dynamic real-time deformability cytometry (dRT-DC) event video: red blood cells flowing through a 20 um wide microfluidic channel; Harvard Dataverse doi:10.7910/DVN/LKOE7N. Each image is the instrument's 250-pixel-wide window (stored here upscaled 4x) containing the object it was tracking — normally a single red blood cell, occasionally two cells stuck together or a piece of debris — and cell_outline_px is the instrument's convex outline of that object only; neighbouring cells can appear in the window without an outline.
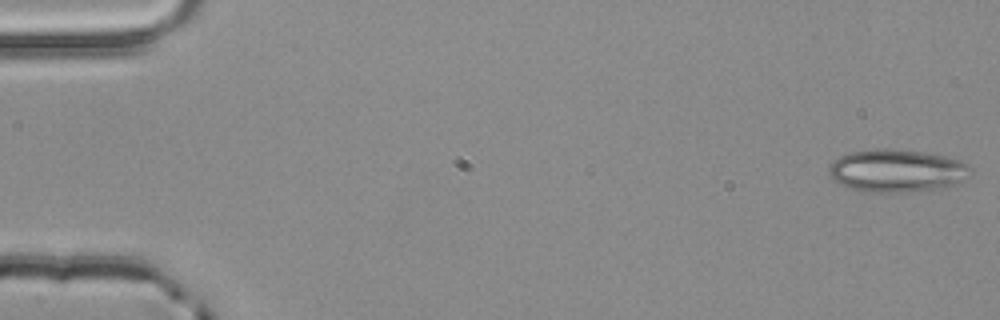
{"species": "common noctule bat (a hibernating species)", "species_latin": "Nyctalus noctula", "temperature_condition": "room temperature", "stored_images_in_passage": 54, "segment_of_instrument_passage": [1, 2], "camera_frame_rate_fps": 3000, "um_per_image_px": 0.085, "animal": {"sex": "male", "body_mass_g": 20.4}, "frame": {"image": 1, "passage_image": 1, "time_ms": 0.0, "image_size_px": [1000, 320], "cell_outline_px": [[972, 172], [956, 184], [940, 188], [900, 192], [860, 192], [840, 184], [832, 180], [828, 176], [828, 168], [840, 156], [848, 152], [876, 148], [888, 148], [924, 152], [944, 156], [960, 160], [968, 164], [972, 168]], "centroid_in_image_um": [76.2, 14.5], "position_along_channel_um": 8.8, "area_um2": 35.49}}